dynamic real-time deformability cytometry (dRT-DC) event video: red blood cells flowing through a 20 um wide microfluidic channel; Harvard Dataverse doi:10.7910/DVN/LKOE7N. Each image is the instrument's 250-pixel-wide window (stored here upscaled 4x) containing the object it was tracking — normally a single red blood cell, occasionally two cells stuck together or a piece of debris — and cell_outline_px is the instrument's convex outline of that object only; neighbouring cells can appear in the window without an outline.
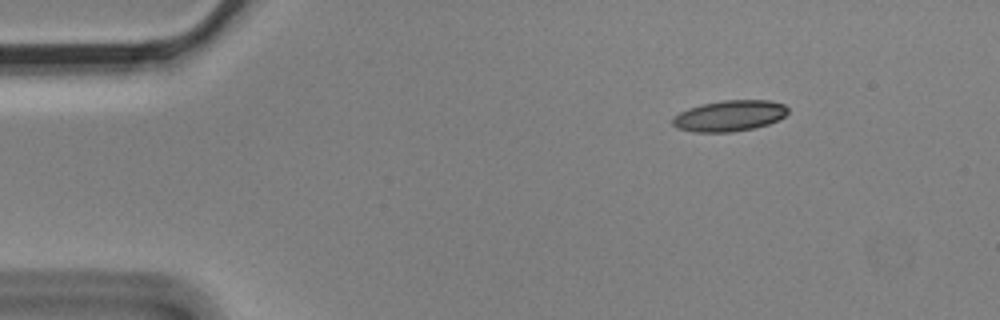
{"species": "Egyptian fruit bat (a non-hibernating species)", "species_latin": "Rousettus aegyptiacus", "temperature_condition": "cold", "stored_images_in_passage": 3, "camera_frame_rate_fps": 3000, "um_per_image_px": 0.085, "animal": {"sex": "male"}, "frame": {"image": 1, "passage_image": 3, "time_ms": 0.667, "image_size_px": [1000, 320], "cell_outline_px": [[788, 112], [784, 116], [768, 124], [756, 128], [732, 132], [692, 132], [676, 128], [672, 124], [672, 120], [680, 112], [688, 108], [700, 104], [724, 100], [768, 100], [784, 104], [788, 108]], "centroid_in_image_um": [61.99, 9.85], "position_along_channel_um": 23.0, "area_um2": 20.87}}